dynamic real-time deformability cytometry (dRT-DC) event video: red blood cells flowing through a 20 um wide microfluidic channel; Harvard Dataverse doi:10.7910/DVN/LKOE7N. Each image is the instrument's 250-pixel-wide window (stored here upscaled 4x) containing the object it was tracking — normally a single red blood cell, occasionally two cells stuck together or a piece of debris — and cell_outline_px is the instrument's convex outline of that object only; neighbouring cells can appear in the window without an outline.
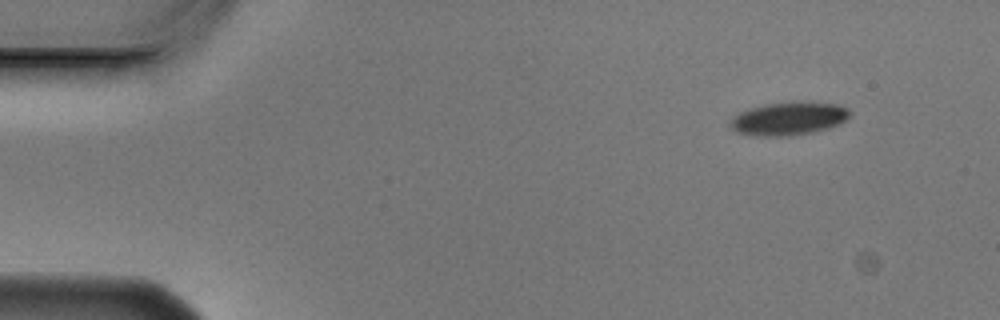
{"species": "Egyptian fruit bat (a non-hibernating species)", "species_latin": "Rousettus aegyptiacus", "temperature_condition": "cold", "stored_images_in_passage": 4, "camera_frame_rate_fps": 3000, "um_per_image_px": 0.085, "animal": {"sex": "male"}, "frame": {"image": 1, "passage_image": 1, "time_ms": 0.0, "image_size_px": [1000, 320], "cell_outline_px": [[848, 116], [840, 124], [828, 128], [812, 132], [788, 136], [760, 136], [736, 132], [728, 124], [740, 112], [764, 104], [836, 104], [848, 108]], "centroid_in_image_um": [67.0, 10.13], "position_along_channel_um": 18.0, "area_um2": 22.02}}
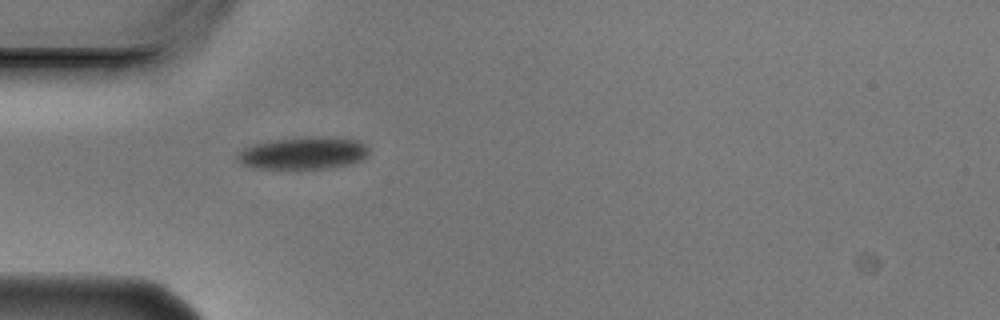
{"frame": {"image": 2, "passage_image": 4, "time_ms": 1.0, "image_size_px": [1000, 320], "cell_outline_px": [[368, 156], [364, 160], [352, 164], [332, 168], [252, 168], [240, 164], [236, 160], [236, 156], [244, 148], [252, 144], [272, 140], [312, 136], [320, 136], [356, 140], [364, 144], [368, 148]], "centroid_in_image_um": [25.79, 13.02], "position_along_channel_um": 59.2, "area_um2": 24.97}}